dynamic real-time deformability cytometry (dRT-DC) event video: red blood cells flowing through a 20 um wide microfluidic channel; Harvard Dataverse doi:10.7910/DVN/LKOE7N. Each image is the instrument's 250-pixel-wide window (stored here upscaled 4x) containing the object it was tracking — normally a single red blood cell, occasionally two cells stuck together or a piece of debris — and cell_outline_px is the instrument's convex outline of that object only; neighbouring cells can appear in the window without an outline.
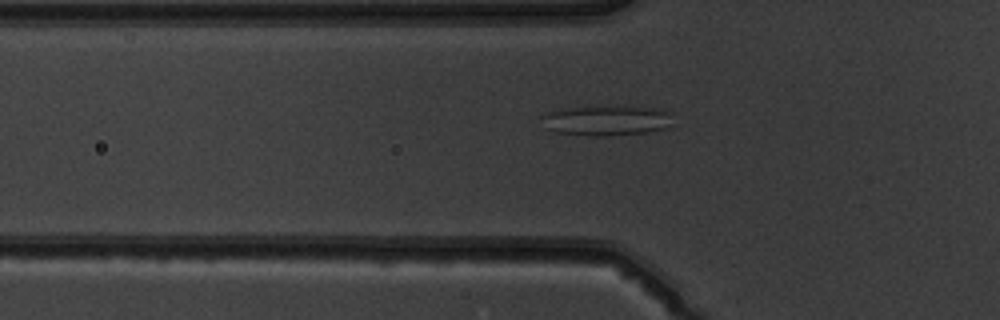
{"species": "common noctule bat (a hibernating species)", "species_latin": "Nyctalus noctula", "temperature_condition": "warm", "stored_images_in_passage": 52, "camera_frame_rate_fps": 3000, "um_per_image_px": 0.085, "animal": {"sex": "male", "body_mass_g": 19.5, "forearm_length_mm": 54.6}, "frame": {"image": 1, "passage_image": 18, "time_ms": 5.667, "image_size_px": [1000, 320], "cell_outline_px": [[672, 124], [664, 128], [648, 132], [604, 136], [596, 136], [556, 132], [548, 128], [540, 116], [548, 112], [568, 108], [660, 108], [672, 112]], "centroid_in_image_um": [51.62, 10.26], "position_along_channel_um": 74.2, "area_um2": 22.25}}
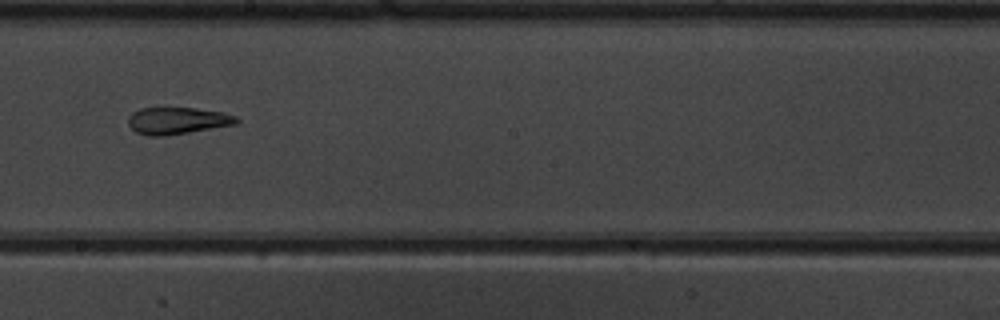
{"frame": {"image": 2, "passage_image": 30, "time_ms": 9.667, "image_size_px": [1000, 320], "cell_outline_px": [[240, 120], [236, 124], [164, 136], [148, 136], [136, 132], [128, 124], [128, 116], [132, 112], [140, 108], [196, 108], [224, 112], [236, 116]], "centroid_in_image_um": [15.07, 10.25], "position_along_channel_um": 233.1, "area_um2": 16.99}}
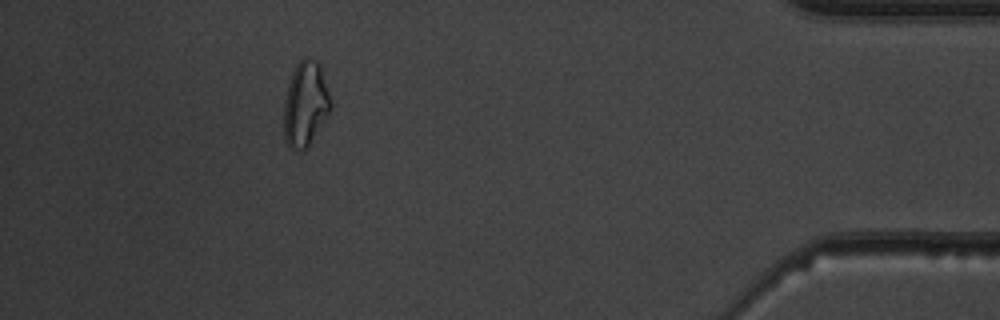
{"frame": {"image": 3, "passage_image": 47, "time_ms": 15.333, "image_size_px": [1000, 320], "cell_outline_px": [[332, 108], [308, 148], [288, 148], [284, 140], [284, 100], [288, 84], [292, 72], [296, 64], [304, 56], [308, 56], [316, 60], [320, 64], [332, 104]], "centroid_in_image_um": [25.96, 8.82], "position_along_channel_um": 409.2, "area_um2": 23.35}, "authors_computed_cell_mechanics": {"area_um2": 21.964, "velocity_mm_per_s": 3.9741, "shape_relaxation_time_tau1_ms": null, "shape_relaxation_time_tau2_ms": 2.7638, "deformation_change_tau1": null, "deformation_change_tau2": 0.1118}}